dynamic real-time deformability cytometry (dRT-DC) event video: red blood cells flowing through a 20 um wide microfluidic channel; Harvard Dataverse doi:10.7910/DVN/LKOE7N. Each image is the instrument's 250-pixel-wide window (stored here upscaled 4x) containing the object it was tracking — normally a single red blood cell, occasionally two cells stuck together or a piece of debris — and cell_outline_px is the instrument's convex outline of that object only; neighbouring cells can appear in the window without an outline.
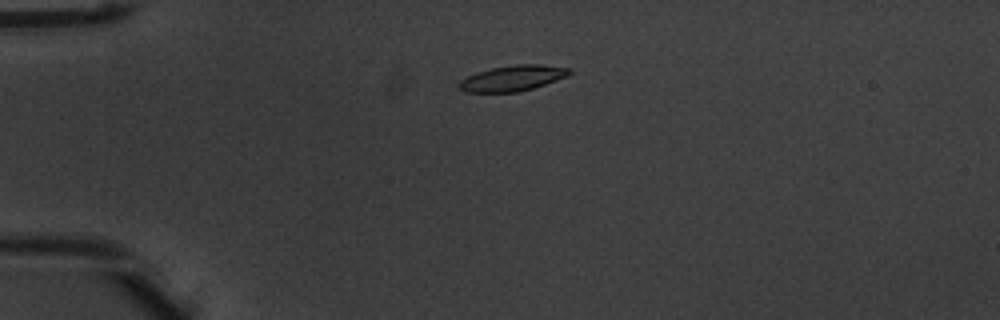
{"species": "common noctule bat (a hibernating species)", "species_latin": "Nyctalus noctula", "temperature_condition": "warm", "stored_images_in_passage": 4, "camera_frame_rate_fps": 3000, "um_per_image_px": 0.085, "animal": {"sex": "male", "body_mass_g": 20.1, "forearm_length_mm": 53.5}, "frame": {"image": 1, "passage_image": 3, "time_ms": 0.667, "image_size_px": [1000, 320], "cell_outline_px": [[572, 72], [568, 76], [532, 88], [516, 92], [464, 92], [460, 88], [460, 80], [476, 72], [492, 68], [516, 64], [536, 64], [572, 68]], "centroid_in_image_um": [43.59, 6.64], "position_along_channel_um": 41.4, "area_um2": 16.3}}